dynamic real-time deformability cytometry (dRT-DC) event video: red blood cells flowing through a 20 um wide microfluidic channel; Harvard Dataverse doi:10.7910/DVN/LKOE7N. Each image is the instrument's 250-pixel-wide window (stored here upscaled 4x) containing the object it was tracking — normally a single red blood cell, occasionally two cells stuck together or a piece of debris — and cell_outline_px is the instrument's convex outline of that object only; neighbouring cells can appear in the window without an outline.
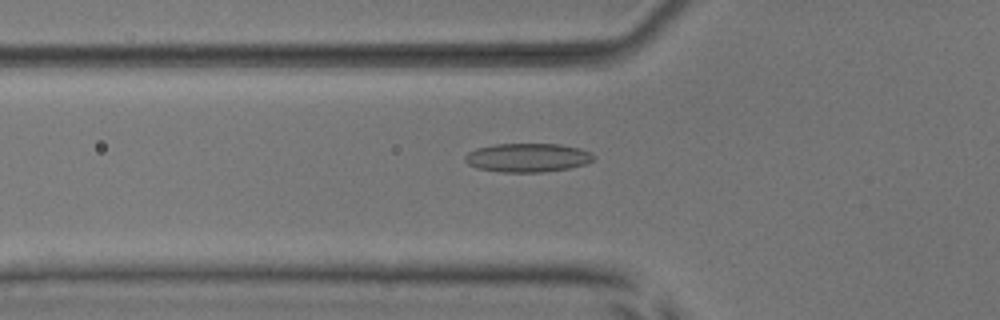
{"species": "common noctule bat (a hibernating species)", "species_latin": "Nyctalus noctula", "temperature_condition": "room temperature", "stored_images_in_passage": 53, "camera_frame_rate_fps": 3000, "um_per_image_px": 0.085, "animal": {"sex": "male", "body_mass_g": 17.9, "forearm_length_mm": 54.2}, "frame": {"image": 1, "passage_image": 19, "time_ms": 6.0, "image_size_px": [1000, 320], "cell_outline_px": [[596, 156], [592, 160], [584, 164], [568, 168], [544, 172], [504, 172], [476, 168], [468, 164], [464, 160], [464, 156], [468, 152], [476, 148], [496, 144], [560, 144], [580, 148], [592, 152]], "centroid_in_image_um": [44.84, 13.39], "position_along_channel_um": 81.0, "area_um2": 21.62}}
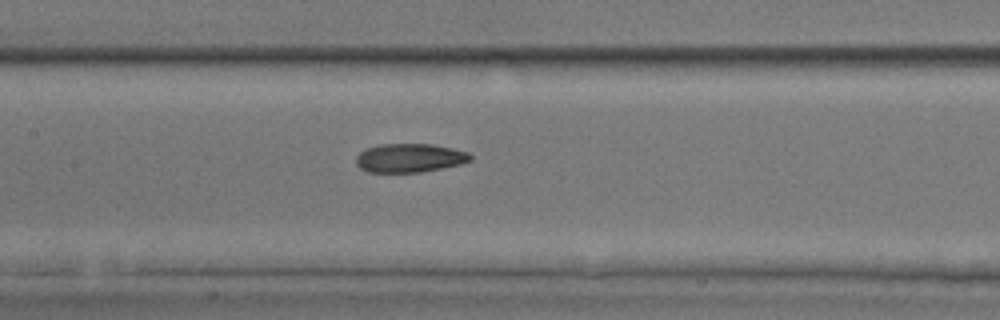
{"frame": {"image": 2, "passage_image": 26, "time_ms": 8.333, "image_size_px": [1000, 320], "cell_outline_px": [[472, 160], [460, 164], [420, 172], [368, 172], [360, 168], [356, 164], [356, 156], [360, 152], [368, 148], [380, 144], [432, 144], [452, 148], [468, 152], [472, 156]], "centroid_in_image_um": [34.81, 13.42], "position_along_channel_um": 172.6, "area_um2": 19.07}}
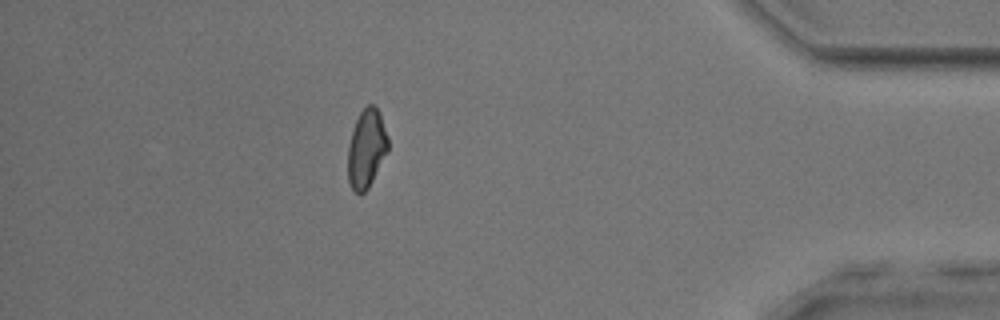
{"frame": {"image": 3, "passage_image": 47, "time_ms": 15.333, "image_size_px": [1000, 320], "cell_outline_px": [[388, 152], [368, 188], [364, 192], [356, 192], [352, 188], [348, 180], [348, 144], [356, 120], [360, 112], [368, 104], [372, 104], [380, 112], [388, 136]], "centroid_in_image_um": [31.16, 12.61], "position_along_channel_um": 404.0, "area_um2": 18.32}, "authors_computed_cell_mechanics": {"area_um2": 19.5942, "velocity_mm_per_s": 3.9127, "shape_relaxation_time_tau1_ms": 11.3826, "shape_relaxation_time_tau2_ms": 3.8971, "deformation_change_tau1": 0.2233, "deformation_change_tau2": 0.1158}}